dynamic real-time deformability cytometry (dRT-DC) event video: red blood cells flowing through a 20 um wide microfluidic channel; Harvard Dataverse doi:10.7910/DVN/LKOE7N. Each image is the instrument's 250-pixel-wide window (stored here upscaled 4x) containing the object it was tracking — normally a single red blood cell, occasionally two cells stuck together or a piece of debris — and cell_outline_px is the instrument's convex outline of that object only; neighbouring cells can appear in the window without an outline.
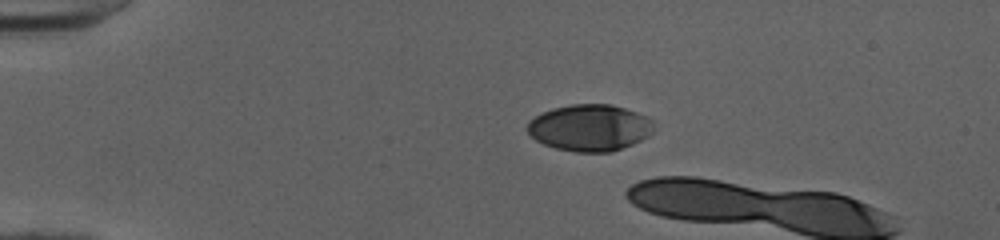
{"species": "human", "species_latin": "Homo sapiens", "temperature_condition": "cold", "stored_images_in_passage": 6, "camera_frame_rate_fps": 3000, "um_per_image_px": 0.085, "donor": {"sex": "female"}, "frame": {"image": 1, "passage_image": 1, "time_ms": 0.0, "image_size_px": [1000, 240], "cell_outline_px": [[652, 132], [648, 136], [632, 144], [612, 152], [576, 152], [556, 148], [544, 144], [536, 140], [524, 128], [528, 120], [552, 108], [572, 104], [608, 104], [624, 108], [648, 116], [652, 120]], "centroid_in_image_um": [50.1, 10.85], "position_along_channel_um": 34.9, "area_um2": 34.33}}